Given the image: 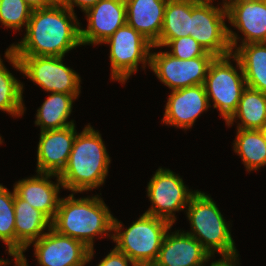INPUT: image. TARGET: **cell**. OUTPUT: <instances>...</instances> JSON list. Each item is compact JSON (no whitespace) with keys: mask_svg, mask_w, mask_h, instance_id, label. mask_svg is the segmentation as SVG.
I'll return each instance as SVG.
<instances>
[{"mask_svg":"<svg viewBox=\"0 0 266 266\" xmlns=\"http://www.w3.org/2000/svg\"><path fill=\"white\" fill-rule=\"evenodd\" d=\"M171 47L169 54L178 59H193L196 57H215L208 53L193 37L171 39L165 45Z\"/></svg>","mask_w":266,"mask_h":266,"instance_id":"cell-29","label":"cell"},{"mask_svg":"<svg viewBox=\"0 0 266 266\" xmlns=\"http://www.w3.org/2000/svg\"><path fill=\"white\" fill-rule=\"evenodd\" d=\"M13 256L15 265L14 266H28L27 259L24 254H10Z\"/></svg>","mask_w":266,"mask_h":266,"instance_id":"cell-34","label":"cell"},{"mask_svg":"<svg viewBox=\"0 0 266 266\" xmlns=\"http://www.w3.org/2000/svg\"><path fill=\"white\" fill-rule=\"evenodd\" d=\"M235 61L237 68L231 63ZM204 87L213 107L218 108L225 122L238 107L243 90L247 87L243 70L238 59L231 53L227 56L215 57L210 63Z\"/></svg>","mask_w":266,"mask_h":266,"instance_id":"cell-7","label":"cell"},{"mask_svg":"<svg viewBox=\"0 0 266 266\" xmlns=\"http://www.w3.org/2000/svg\"><path fill=\"white\" fill-rule=\"evenodd\" d=\"M228 37L232 54L238 59L243 70L246 86L266 93V43L238 45L240 37L229 28Z\"/></svg>","mask_w":266,"mask_h":266,"instance_id":"cell-19","label":"cell"},{"mask_svg":"<svg viewBox=\"0 0 266 266\" xmlns=\"http://www.w3.org/2000/svg\"><path fill=\"white\" fill-rule=\"evenodd\" d=\"M128 263L135 266L126 254L114 247L97 266H129Z\"/></svg>","mask_w":266,"mask_h":266,"instance_id":"cell-30","label":"cell"},{"mask_svg":"<svg viewBox=\"0 0 266 266\" xmlns=\"http://www.w3.org/2000/svg\"><path fill=\"white\" fill-rule=\"evenodd\" d=\"M31 244L40 266H84L94 256V248L89 249L83 242L52 228Z\"/></svg>","mask_w":266,"mask_h":266,"instance_id":"cell-12","label":"cell"},{"mask_svg":"<svg viewBox=\"0 0 266 266\" xmlns=\"http://www.w3.org/2000/svg\"><path fill=\"white\" fill-rule=\"evenodd\" d=\"M87 28H80L82 45L102 44L126 24L125 0H99L85 12Z\"/></svg>","mask_w":266,"mask_h":266,"instance_id":"cell-13","label":"cell"},{"mask_svg":"<svg viewBox=\"0 0 266 266\" xmlns=\"http://www.w3.org/2000/svg\"><path fill=\"white\" fill-rule=\"evenodd\" d=\"M186 209L191 225V231L186 233L196 238L211 257L215 252L221 256L238 254L230 224L226 222L210 195L196 190Z\"/></svg>","mask_w":266,"mask_h":266,"instance_id":"cell-4","label":"cell"},{"mask_svg":"<svg viewBox=\"0 0 266 266\" xmlns=\"http://www.w3.org/2000/svg\"><path fill=\"white\" fill-rule=\"evenodd\" d=\"M16 254H23L33 241L51 228V220L40 210L14 194Z\"/></svg>","mask_w":266,"mask_h":266,"instance_id":"cell-21","label":"cell"},{"mask_svg":"<svg viewBox=\"0 0 266 266\" xmlns=\"http://www.w3.org/2000/svg\"><path fill=\"white\" fill-rule=\"evenodd\" d=\"M33 9L24 0H0V23L20 31L27 27Z\"/></svg>","mask_w":266,"mask_h":266,"instance_id":"cell-28","label":"cell"},{"mask_svg":"<svg viewBox=\"0 0 266 266\" xmlns=\"http://www.w3.org/2000/svg\"><path fill=\"white\" fill-rule=\"evenodd\" d=\"M215 57L178 59L166 52H150V69L168 88L177 90L204 85L210 63Z\"/></svg>","mask_w":266,"mask_h":266,"instance_id":"cell-11","label":"cell"},{"mask_svg":"<svg viewBox=\"0 0 266 266\" xmlns=\"http://www.w3.org/2000/svg\"><path fill=\"white\" fill-rule=\"evenodd\" d=\"M10 264V261L7 259V260H3L2 258H0V266H6V265H9Z\"/></svg>","mask_w":266,"mask_h":266,"instance_id":"cell-35","label":"cell"},{"mask_svg":"<svg viewBox=\"0 0 266 266\" xmlns=\"http://www.w3.org/2000/svg\"><path fill=\"white\" fill-rule=\"evenodd\" d=\"M33 10L51 5L54 0H24Z\"/></svg>","mask_w":266,"mask_h":266,"instance_id":"cell-33","label":"cell"},{"mask_svg":"<svg viewBox=\"0 0 266 266\" xmlns=\"http://www.w3.org/2000/svg\"><path fill=\"white\" fill-rule=\"evenodd\" d=\"M238 256V254L233 256H222V259L213 261L210 266H236L239 262Z\"/></svg>","mask_w":266,"mask_h":266,"instance_id":"cell-32","label":"cell"},{"mask_svg":"<svg viewBox=\"0 0 266 266\" xmlns=\"http://www.w3.org/2000/svg\"><path fill=\"white\" fill-rule=\"evenodd\" d=\"M110 46L111 79L124 83L138 70L139 63L150 66L152 44L127 23L106 39Z\"/></svg>","mask_w":266,"mask_h":266,"instance_id":"cell-9","label":"cell"},{"mask_svg":"<svg viewBox=\"0 0 266 266\" xmlns=\"http://www.w3.org/2000/svg\"><path fill=\"white\" fill-rule=\"evenodd\" d=\"M233 147L248 172L266 165V138L261 130L237 128Z\"/></svg>","mask_w":266,"mask_h":266,"instance_id":"cell-25","label":"cell"},{"mask_svg":"<svg viewBox=\"0 0 266 266\" xmlns=\"http://www.w3.org/2000/svg\"><path fill=\"white\" fill-rule=\"evenodd\" d=\"M123 224L113 218V234L110 238L115 248L126 254L135 266L153 265L158 258L165 234L172 224L162 218L143 213L125 231Z\"/></svg>","mask_w":266,"mask_h":266,"instance_id":"cell-5","label":"cell"},{"mask_svg":"<svg viewBox=\"0 0 266 266\" xmlns=\"http://www.w3.org/2000/svg\"><path fill=\"white\" fill-rule=\"evenodd\" d=\"M196 191H190L183 179L170 169L158 168L147 186L151 207L145 214L175 223V212L186 209Z\"/></svg>","mask_w":266,"mask_h":266,"instance_id":"cell-10","label":"cell"},{"mask_svg":"<svg viewBox=\"0 0 266 266\" xmlns=\"http://www.w3.org/2000/svg\"><path fill=\"white\" fill-rule=\"evenodd\" d=\"M214 0H191V33L208 53L215 57L232 53L229 43L226 5L214 6Z\"/></svg>","mask_w":266,"mask_h":266,"instance_id":"cell-8","label":"cell"},{"mask_svg":"<svg viewBox=\"0 0 266 266\" xmlns=\"http://www.w3.org/2000/svg\"><path fill=\"white\" fill-rule=\"evenodd\" d=\"M79 94H64L52 92L37 109L35 125L40 131L66 128L74 125V120L68 121L72 106Z\"/></svg>","mask_w":266,"mask_h":266,"instance_id":"cell-22","label":"cell"},{"mask_svg":"<svg viewBox=\"0 0 266 266\" xmlns=\"http://www.w3.org/2000/svg\"><path fill=\"white\" fill-rule=\"evenodd\" d=\"M191 0H168L158 42L152 48L164 47L171 39L190 36Z\"/></svg>","mask_w":266,"mask_h":266,"instance_id":"cell-23","label":"cell"},{"mask_svg":"<svg viewBox=\"0 0 266 266\" xmlns=\"http://www.w3.org/2000/svg\"><path fill=\"white\" fill-rule=\"evenodd\" d=\"M0 110L13 117L24 114L23 84L5 67L0 57Z\"/></svg>","mask_w":266,"mask_h":266,"instance_id":"cell-26","label":"cell"},{"mask_svg":"<svg viewBox=\"0 0 266 266\" xmlns=\"http://www.w3.org/2000/svg\"><path fill=\"white\" fill-rule=\"evenodd\" d=\"M80 24L75 12L53 2L32 11L24 38L8 49L16 56L64 57L82 45Z\"/></svg>","mask_w":266,"mask_h":266,"instance_id":"cell-1","label":"cell"},{"mask_svg":"<svg viewBox=\"0 0 266 266\" xmlns=\"http://www.w3.org/2000/svg\"><path fill=\"white\" fill-rule=\"evenodd\" d=\"M52 177L57 178L56 184L50 180ZM60 187L63 188L58 175L37 172L36 176L17 181L13 188L20 199L40 210L52 221L60 201Z\"/></svg>","mask_w":266,"mask_h":266,"instance_id":"cell-18","label":"cell"},{"mask_svg":"<svg viewBox=\"0 0 266 266\" xmlns=\"http://www.w3.org/2000/svg\"><path fill=\"white\" fill-rule=\"evenodd\" d=\"M264 135V137L266 138V122L264 124V126L260 129Z\"/></svg>","mask_w":266,"mask_h":266,"instance_id":"cell-36","label":"cell"},{"mask_svg":"<svg viewBox=\"0 0 266 266\" xmlns=\"http://www.w3.org/2000/svg\"><path fill=\"white\" fill-rule=\"evenodd\" d=\"M77 130L75 124L40 132L36 172L59 175L65 168Z\"/></svg>","mask_w":266,"mask_h":266,"instance_id":"cell-15","label":"cell"},{"mask_svg":"<svg viewBox=\"0 0 266 266\" xmlns=\"http://www.w3.org/2000/svg\"><path fill=\"white\" fill-rule=\"evenodd\" d=\"M170 233L166 232L153 266H201L210 261L211 255L196 238L180 230Z\"/></svg>","mask_w":266,"mask_h":266,"instance_id":"cell-17","label":"cell"},{"mask_svg":"<svg viewBox=\"0 0 266 266\" xmlns=\"http://www.w3.org/2000/svg\"><path fill=\"white\" fill-rule=\"evenodd\" d=\"M111 160L99 131L88 124L76 134L68 162L58 175L63 189L81 193L104 184Z\"/></svg>","mask_w":266,"mask_h":266,"instance_id":"cell-2","label":"cell"},{"mask_svg":"<svg viewBox=\"0 0 266 266\" xmlns=\"http://www.w3.org/2000/svg\"><path fill=\"white\" fill-rule=\"evenodd\" d=\"M236 118L241 121L237 128L260 130L266 122V93L246 87L236 111L226 121L227 126L236 122Z\"/></svg>","mask_w":266,"mask_h":266,"instance_id":"cell-24","label":"cell"},{"mask_svg":"<svg viewBox=\"0 0 266 266\" xmlns=\"http://www.w3.org/2000/svg\"><path fill=\"white\" fill-rule=\"evenodd\" d=\"M227 19L244 38L240 45L266 41V0H224Z\"/></svg>","mask_w":266,"mask_h":266,"instance_id":"cell-16","label":"cell"},{"mask_svg":"<svg viewBox=\"0 0 266 266\" xmlns=\"http://www.w3.org/2000/svg\"><path fill=\"white\" fill-rule=\"evenodd\" d=\"M99 0H55L54 2L60 4L74 12V6L80 7L82 12L94 6Z\"/></svg>","mask_w":266,"mask_h":266,"instance_id":"cell-31","label":"cell"},{"mask_svg":"<svg viewBox=\"0 0 266 266\" xmlns=\"http://www.w3.org/2000/svg\"><path fill=\"white\" fill-rule=\"evenodd\" d=\"M14 194L0 184V240L7 245L8 254H16Z\"/></svg>","mask_w":266,"mask_h":266,"instance_id":"cell-27","label":"cell"},{"mask_svg":"<svg viewBox=\"0 0 266 266\" xmlns=\"http://www.w3.org/2000/svg\"><path fill=\"white\" fill-rule=\"evenodd\" d=\"M168 0H125L126 23L152 45L158 42Z\"/></svg>","mask_w":266,"mask_h":266,"instance_id":"cell-20","label":"cell"},{"mask_svg":"<svg viewBox=\"0 0 266 266\" xmlns=\"http://www.w3.org/2000/svg\"><path fill=\"white\" fill-rule=\"evenodd\" d=\"M162 123L180 129H189L209 104L204 85L172 90L168 95Z\"/></svg>","mask_w":266,"mask_h":266,"instance_id":"cell-14","label":"cell"},{"mask_svg":"<svg viewBox=\"0 0 266 266\" xmlns=\"http://www.w3.org/2000/svg\"><path fill=\"white\" fill-rule=\"evenodd\" d=\"M2 136H0V144H2L3 143V141H2V138H1Z\"/></svg>","mask_w":266,"mask_h":266,"instance_id":"cell-37","label":"cell"},{"mask_svg":"<svg viewBox=\"0 0 266 266\" xmlns=\"http://www.w3.org/2000/svg\"><path fill=\"white\" fill-rule=\"evenodd\" d=\"M5 57L16 70L47 93L80 94L81 78L77 72L63 64L64 57L16 56L6 49Z\"/></svg>","mask_w":266,"mask_h":266,"instance_id":"cell-6","label":"cell"},{"mask_svg":"<svg viewBox=\"0 0 266 266\" xmlns=\"http://www.w3.org/2000/svg\"><path fill=\"white\" fill-rule=\"evenodd\" d=\"M113 218L108 206L98 195L76 199L72 193L66 198H60L51 228L93 249L95 236L100 234L101 237H110Z\"/></svg>","mask_w":266,"mask_h":266,"instance_id":"cell-3","label":"cell"}]
</instances>
